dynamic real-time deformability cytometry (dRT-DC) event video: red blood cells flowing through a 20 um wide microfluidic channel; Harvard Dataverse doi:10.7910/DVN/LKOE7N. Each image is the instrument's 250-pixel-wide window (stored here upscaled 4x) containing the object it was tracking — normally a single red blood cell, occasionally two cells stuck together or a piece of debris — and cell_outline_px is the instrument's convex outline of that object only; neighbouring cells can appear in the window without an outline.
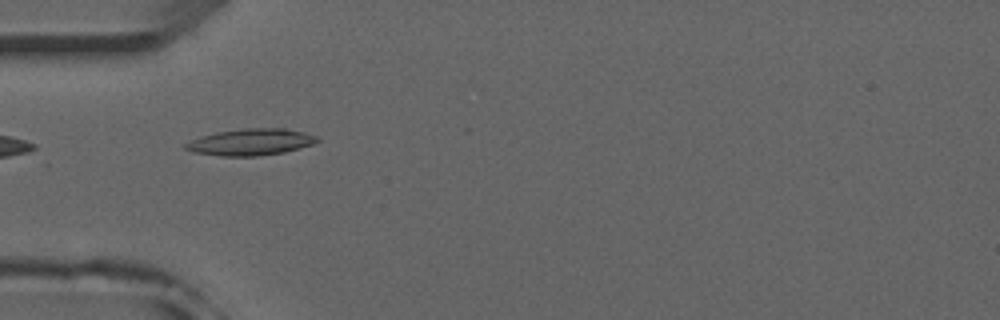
{"species": "common noctule bat (a hibernating species)", "species_latin": "Nyctalus noctula", "temperature_condition": "room temperature", "stored_images_in_passage": 36, "camera_frame_rate_fps": 3000, "um_per_image_px": 0.085, "animal": {"sex": "male", "forearm_length_mm": 52.5}, "frame": {"image": 1, "passage_image": 1, "time_ms": 0.0, "image_size_px": [1000, 320], "cell_outline_px": [[320, 140], [312, 144], [284, 152], [256, 156], [220, 156], [192, 152], [184, 148], [184, 144], [200, 136], [216, 132], [244, 128], [284, 128], [304, 132], [316, 136]], "centroid_in_image_um": [21.28, 12.07], "position_along_channel_um": 63.7, "area_um2": 20.35}}
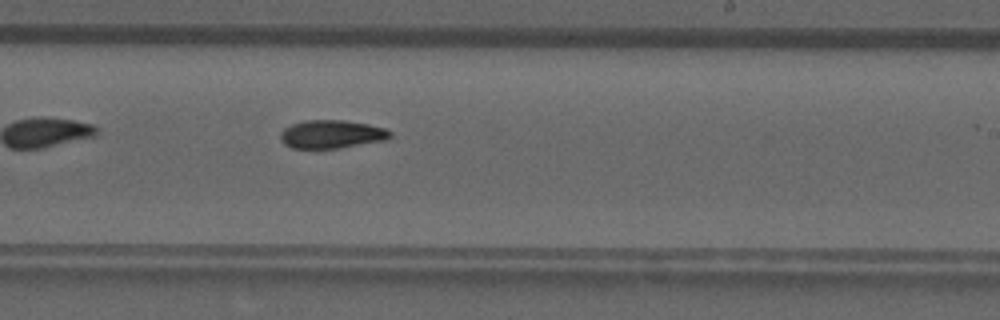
{"frame": {"image": 2, "passage_image": 16, "time_ms": 5.0, "image_size_px": [1000, 320], "cell_outline_px": [[392, 136], [388, 140], [340, 148], [292, 148], [284, 144], [280, 140], [280, 132], [284, 128], [292, 124], [304, 120], [344, 120], [368, 124], [384, 128], [392, 132]], "centroid_in_image_um": [28.2, 11.41], "position_along_channel_um": 260.8, "area_um2": 18.26}}
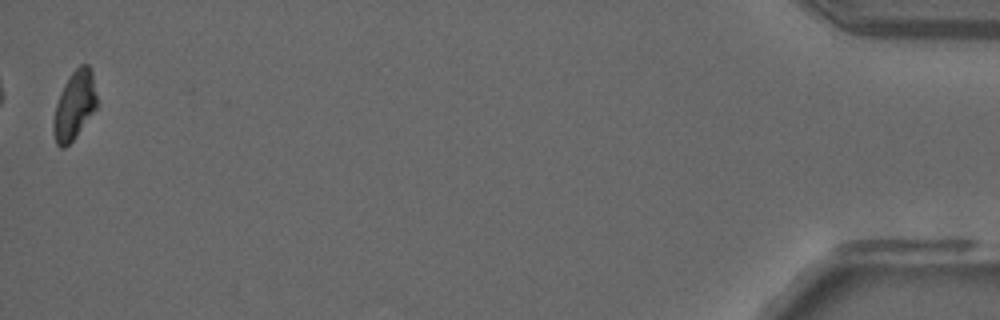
{"frame": {"image": 3, "passage_image": 36, "time_ms": 11.667, "image_size_px": [1000, 320], "cell_outline_px": [[100, 104], [76, 136], [64, 148], [60, 148], [56, 144], [52, 128], [52, 120], [56, 104], [60, 92], [64, 84], [72, 72], [80, 64], [88, 64], [92, 72]], "centroid_in_image_um": [6.35, 8.95], "position_along_channel_um": 428.9, "area_um2": 17.74}}